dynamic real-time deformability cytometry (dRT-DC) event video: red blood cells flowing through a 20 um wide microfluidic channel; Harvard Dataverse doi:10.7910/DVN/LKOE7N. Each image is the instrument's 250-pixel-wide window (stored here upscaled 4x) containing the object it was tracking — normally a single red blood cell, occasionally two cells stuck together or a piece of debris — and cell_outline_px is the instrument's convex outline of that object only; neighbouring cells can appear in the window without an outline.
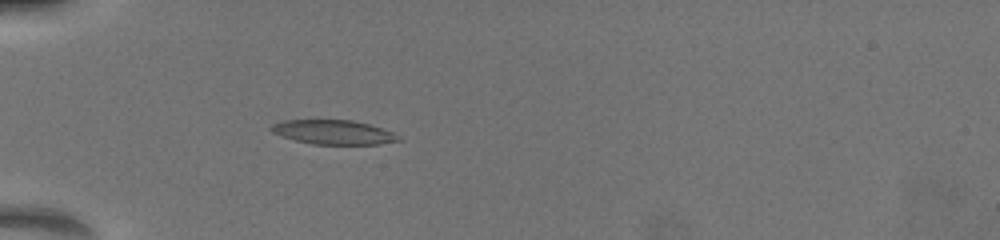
{"species": "common noctule bat (a hibernating species)", "species_latin": "Nyctalus noctula", "temperature_condition": "warm", "stored_images_in_passage": 21, "camera_frame_rate_fps": 3000, "um_per_image_px": 0.085, "animal": {"sex": "female", "body_mass_g": 19.5, "forearm_length_mm": 54.1}, "frame": {"image": 1, "passage_image": 1, "time_ms": 0.0, "image_size_px": [1000, 240], "cell_outline_px": [[400, 140], [380, 144], [312, 144], [280, 136], [272, 132], [268, 128], [272, 124], [284, 120], [352, 120], [368, 124], [392, 132]], "centroid_in_image_um": [28.26, 11.23], "position_along_channel_um": 56.7, "area_um2": 17.8}}
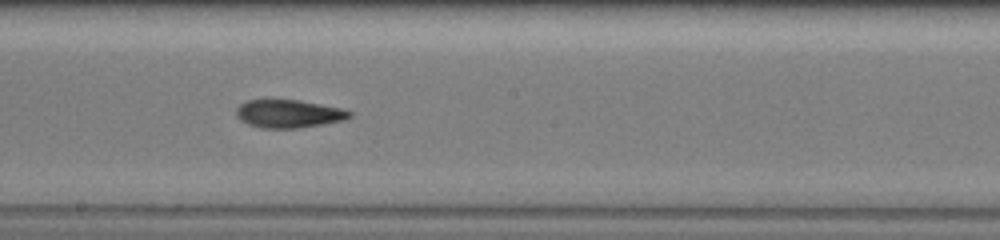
{"frame": {"image": 2, "passage_image": 10, "time_ms": 4.667, "image_size_px": [1000, 240], "cell_outline_px": [[352, 116], [344, 120], [324, 124], [300, 128], [260, 128], [248, 124], [240, 120], [236, 116], [236, 108], [240, 104], [248, 100], [300, 100], [344, 108], [352, 112]], "centroid_in_image_um": [24.56, 9.67], "position_along_channel_um": 223.6, "area_um2": 18.73}}
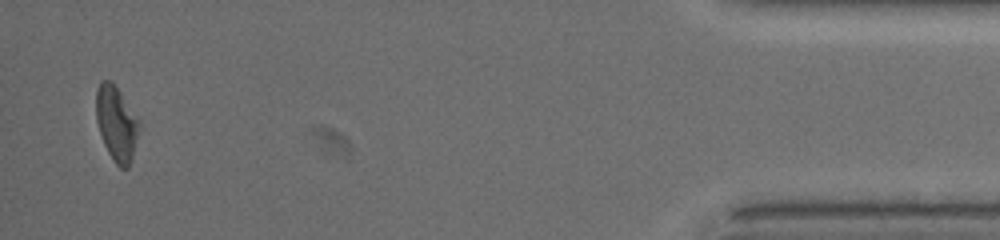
{"frame": {"image": 3, "passage_image": 21, "time_ms": 11.667, "image_size_px": [1000, 240], "cell_outline_px": [[140, 128], [132, 156], [128, 168], [120, 168], [112, 160], [104, 144], [96, 120], [96, 88], [100, 80], [112, 80], [140, 120]], "centroid_in_image_um": [9.89, 10.46], "position_along_channel_um": 425.3, "area_um2": 18.9}, "authors_computed_cell_mechanics": {"area_um2": 18.9006, "velocity_mm_per_s": 3.9119, "shape_relaxation_time_tau1_ms": 7.3227, "shape_relaxation_time_tau2_ms": 2.8403, "deformation_change_tau1": 0.2194, "deformation_change_tau2": 0.1049}}